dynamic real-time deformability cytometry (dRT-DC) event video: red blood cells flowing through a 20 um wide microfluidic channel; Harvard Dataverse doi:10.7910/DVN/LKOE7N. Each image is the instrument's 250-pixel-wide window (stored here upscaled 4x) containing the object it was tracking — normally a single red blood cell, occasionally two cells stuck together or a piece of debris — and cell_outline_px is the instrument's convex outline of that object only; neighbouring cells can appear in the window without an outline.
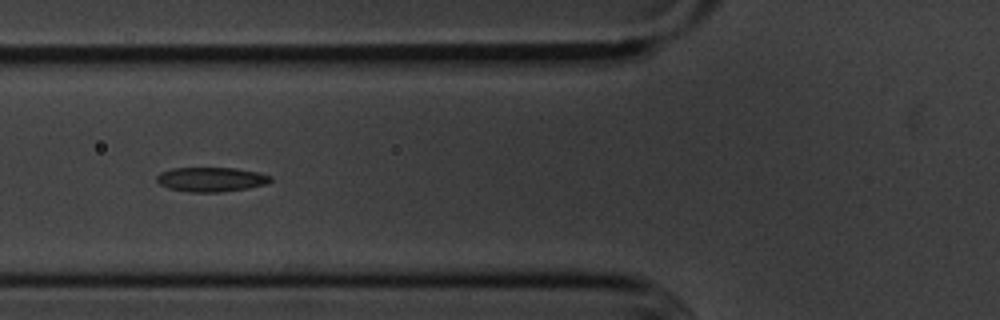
{"species": "common noctule bat (a hibernating species)", "species_latin": "Nyctalus noctula", "temperature_condition": "cold", "stored_images_in_passage": 7, "camera_frame_rate_fps": 3000, "um_per_image_px": 0.085, "animal": {"sex": "male", "body_mass_g": 20.1, "forearm_length_mm": 53.5}, "frame": {"image": 1, "passage_image": 6, "time_ms": 6.333, "image_size_px": [1000, 320], "cell_outline_px": [[272, 180], [264, 184], [248, 188], [220, 192], [192, 192], [168, 188], [160, 184], [156, 180], [156, 176], [160, 172], [172, 168], [236, 168], [260, 172], [272, 176]], "centroid_in_image_um": [17.95, 15.24], "position_along_channel_um": 107.9, "area_um2": 16.24}}
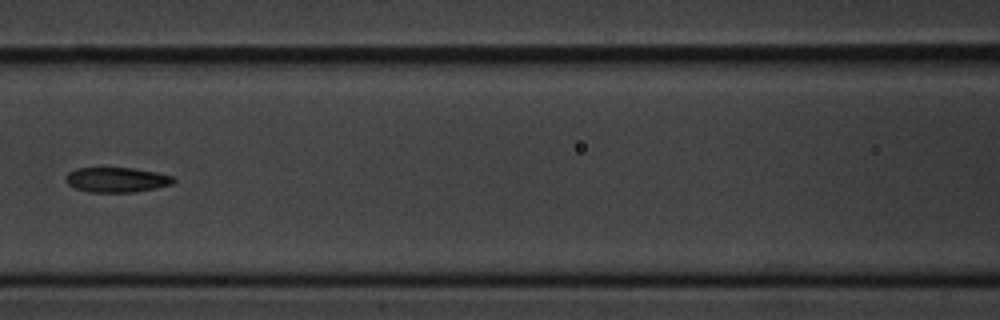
{"frame": {"image": 2, "passage_image": 7, "time_ms": 7.667, "image_size_px": [1000, 320], "cell_outline_px": [[176, 180], [172, 184], [156, 188], [136, 192], [88, 192], [76, 188], [68, 184], [64, 180], [64, 176], [68, 172], [76, 168], [132, 168], [156, 172], [172, 176]], "centroid_in_image_um": [9.89, 15.28], "position_along_channel_um": 156.7, "area_um2": 15.72}}